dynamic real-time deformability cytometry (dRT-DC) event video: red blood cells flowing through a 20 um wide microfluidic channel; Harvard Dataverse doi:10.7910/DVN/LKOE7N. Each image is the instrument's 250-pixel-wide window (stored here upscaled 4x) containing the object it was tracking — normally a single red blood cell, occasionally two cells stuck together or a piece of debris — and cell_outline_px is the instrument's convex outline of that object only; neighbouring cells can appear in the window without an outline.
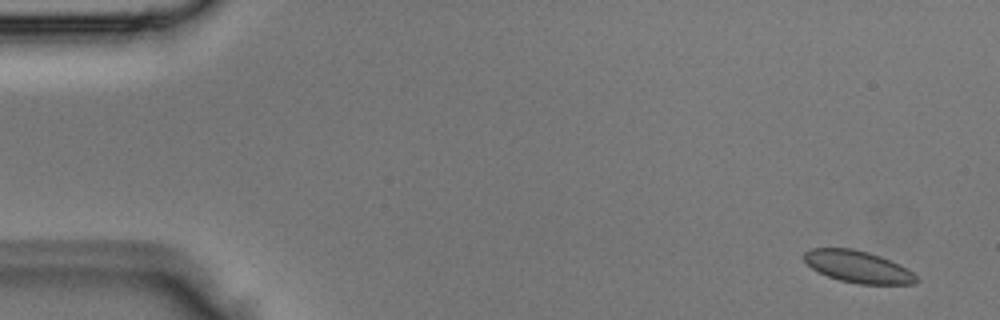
{"species": "Egyptian fruit bat (a non-hibernating species)", "species_latin": "Rousettus aegyptiacus", "temperature_condition": "room temperature", "stored_images_in_passage": 5, "camera_frame_rate_fps": 3000, "um_per_image_px": 0.085, "animal": {"sex": "male"}, "frame": {"image": 1, "passage_image": 1, "time_ms": 0.0, "image_size_px": [1000, 320], "cell_outline_px": [[920, 280], [916, 284], [860, 284], [840, 280], [828, 276], [812, 268], [800, 256], [808, 248], [852, 248], [868, 252], [880, 256], [900, 264], [912, 272]], "centroid_in_image_um": [72.92, 22.66], "position_along_channel_um": 12.1, "area_um2": 20.98}}